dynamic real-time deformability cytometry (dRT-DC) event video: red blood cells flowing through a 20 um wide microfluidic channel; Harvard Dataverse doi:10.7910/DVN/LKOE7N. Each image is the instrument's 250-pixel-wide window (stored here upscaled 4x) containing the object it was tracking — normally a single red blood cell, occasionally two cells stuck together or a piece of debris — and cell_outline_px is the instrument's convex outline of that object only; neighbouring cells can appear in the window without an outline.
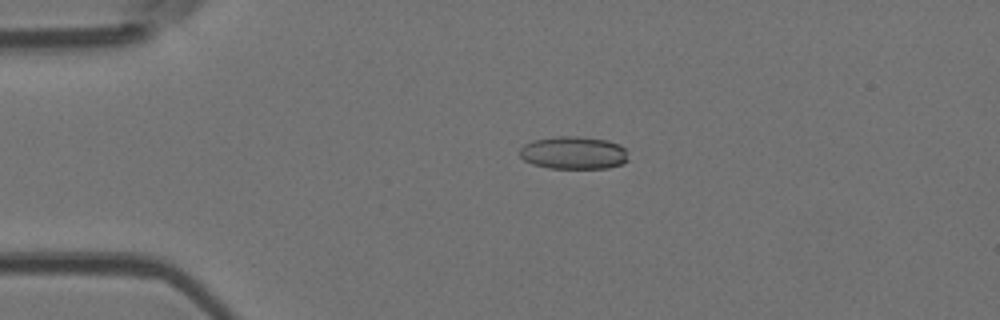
{"species": "Egyptian fruit bat (a non-hibernating species)", "species_latin": "Rousettus aegyptiacus", "temperature_condition": "room temperature", "stored_images_in_passage": 5, "camera_frame_rate_fps": 3000, "um_per_image_px": 0.085, "animal": {"sex": "female"}, "frame": {"image": 1, "passage_image": 5, "time_ms": 5.333, "image_size_px": [1000, 320], "cell_outline_px": [[628, 160], [620, 164], [608, 168], [548, 168], [532, 164], [524, 160], [516, 152], [524, 144], [532, 140], [556, 136], [576, 136], [608, 140], [620, 144], [624, 148]], "centroid_in_image_um": [48.7, 12.98], "position_along_channel_um": 36.3, "area_um2": 20.92}}